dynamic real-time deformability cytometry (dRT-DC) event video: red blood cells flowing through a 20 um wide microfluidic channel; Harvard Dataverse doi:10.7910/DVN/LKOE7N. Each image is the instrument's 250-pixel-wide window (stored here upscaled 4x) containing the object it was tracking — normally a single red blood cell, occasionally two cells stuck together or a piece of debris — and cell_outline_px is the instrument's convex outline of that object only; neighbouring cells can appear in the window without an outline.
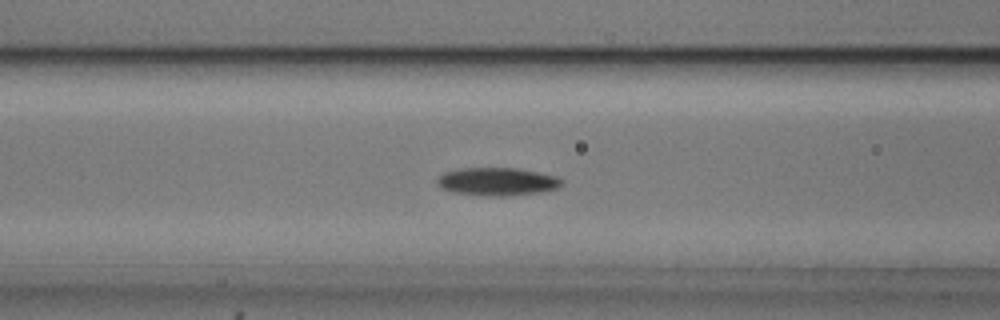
{"species": "common noctule bat (a hibernating species)", "species_latin": "Nyctalus noctula", "temperature_condition": "cold", "stored_images_in_passage": 54, "camera_frame_rate_fps": 3000, "um_per_image_px": 0.085, "animal": {"sex": "male", "body_mass_g": 20.5, "forearm_length_mm": 52.5}, "frame": {"image": 1, "passage_image": 21, "time_ms": 6.667, "image_size_px": [1000, 320], "cell_outline_px": [[564, 184], [556, 188], [540, 192], [504, 196], [488, 196], [452, 192], [436, 184], [436, 180], [444, 172], [460, 168], [516, 168], [540, 172], [556, 176], [564, 180]], "centroid_in_image_um": [42.28, 15.43], "position_along_channel_um": 124.3, "area_um2": 20.35}}
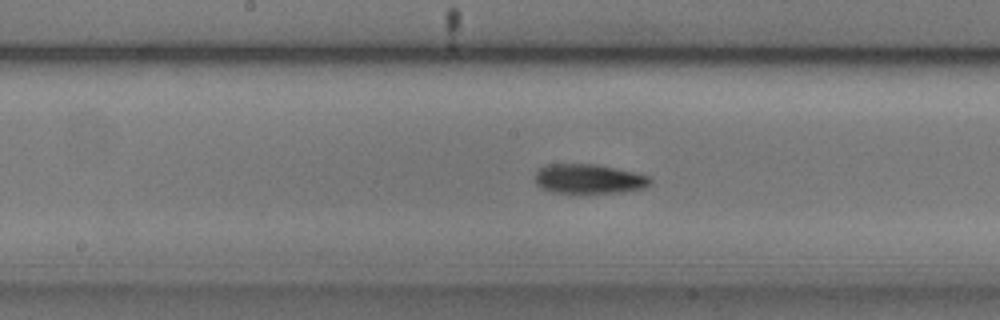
{"frame": {"image": 2, "passage_image": 27, "time_ms": 8.667, "image_size_px": [1000, 320], "cell_outline_px": [[652, 184], [644, 188], [620, 192], [576, 196], [572, 196], [552, 192], [536, 184], [536, 172], [540, 168], [548, 164], [596, 164], [636, 172], [648, 176], [652, 180]], "centroid_in_image_um": [50.06, 15.25], "position_along_channel_um": 198.1, "area_um2": 20.63}}
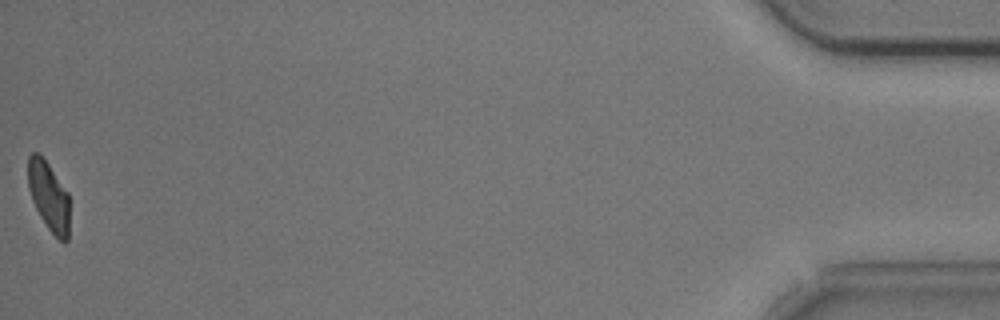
{"frame": {"image": 3, "passage_image": 54, "time_ms": 17.667, "image_size_px": [1000, 320], "cell_outline_px": [[68, 240], [64, 244], [48, 228], [40, 216], [32, 200], [28, 188], [28, 156], [32, 152], [40, 152], [68, 192]], "centroid_in_image_um": [4.13, 16.64], "position_along_channel_um": 431.1, "area_um2": 16.7}, "authors_computed_cell_mechanics": {"area_um2": 19.4208, "velocity_mm_per_s": 3.6764, "shape_relaxation_time_tau1_ms": 3.0577, "shape_relaxation_time_tau2_ms": 5.3795, "deformation_change_tau1": 0.1329, "deformation_change_tau2": 0.1117}}